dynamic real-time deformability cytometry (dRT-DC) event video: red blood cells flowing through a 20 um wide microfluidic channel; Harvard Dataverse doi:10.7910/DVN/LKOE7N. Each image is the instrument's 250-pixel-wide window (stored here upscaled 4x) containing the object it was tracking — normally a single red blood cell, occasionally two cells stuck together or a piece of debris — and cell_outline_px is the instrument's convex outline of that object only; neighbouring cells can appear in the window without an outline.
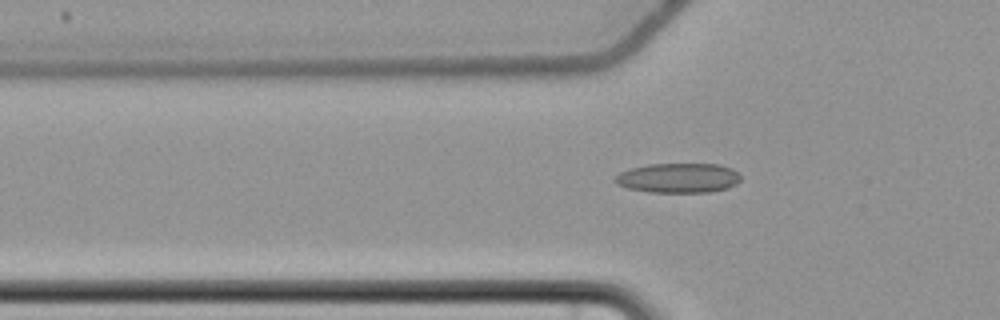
{"species": "common noctule bat (a hibernating species)", "species_latin": "Nyctalus noctula", "temperature_condition": "cold", "stored_images_in_passage": 56, "camera_frame_rate_fps": 3000, "um_per_image_px": 0.085, "animal": {"sex": "female", "body_mass_g": 22.7, "forearm_length_mm": 54.2}, "frame": {"image": 1, "passage_image": 19, "time_ms": 6.0, "image_size_px": [1000, 320], "cell_outline_px": [[740, 180], [736, 184], [728, 188], [708, 192], [648, 192], [628, 188], [616, 184], [612, 180], [620, 172], [632, 168], [648, 164], [720, 164], [732, 168], [740, 176]], "centroid_in_image_um": [57.65, 15.13], "position_along_channel_um": 68.2, "area_um2": 21.79}}
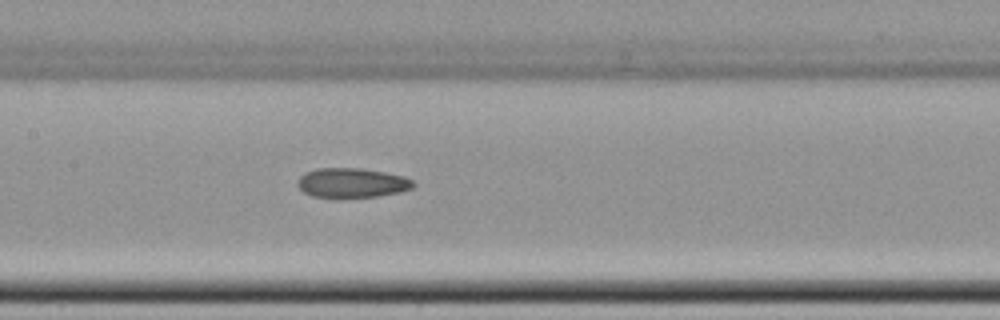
{"frame": {"image": 2, "passage_image": 28, "time_ms": 9.0, "image_size_px": [1000, 320], "cell_outline_px": [[416, 184], [412, 188], [400, 192], [376, 196], [340, 200], [312, 196], [304, 192], [296, 184], [300, 176], [304, 172], [316, 168], [360, 168], [384, 172], [404, 176], [412, 180]], "centroid_in_image_um": [29.88, 15.57], "position_along_channel_um": 177.5, "area_um2": 20.58}}
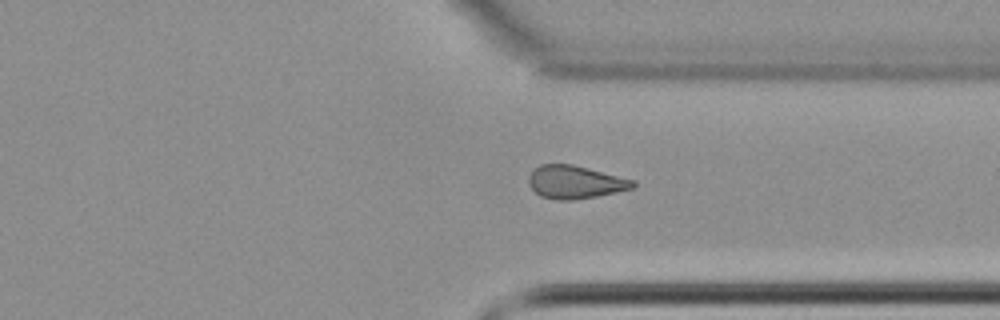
{"frame": {"image": 3, "passage_image": 43, "time_ms": 14.0, "image_size_px": [1000, 320], "cell_outline_px": [[636, 188], [596, 196], [572, 200], [556, 200], [540, 196], [528, 184], [528, 176], [540, 164], [572, 164], [636, 180]], "centroid_in_image_um": [48.91, 15.48], "position_along_channel_um": 362.5, "area_um2": 20.11}, "authors_computed_cell_mechanics": {"area_um2": 20.519, "velocity_mm_per_s": 3.6945, "shape_relaxation_time_tau1_ms": null, "shape_relaxation_time_tau2_ms": 6.4182, "deformation_change_tau1": null, "deformation_change_tau2": 0.1312}}